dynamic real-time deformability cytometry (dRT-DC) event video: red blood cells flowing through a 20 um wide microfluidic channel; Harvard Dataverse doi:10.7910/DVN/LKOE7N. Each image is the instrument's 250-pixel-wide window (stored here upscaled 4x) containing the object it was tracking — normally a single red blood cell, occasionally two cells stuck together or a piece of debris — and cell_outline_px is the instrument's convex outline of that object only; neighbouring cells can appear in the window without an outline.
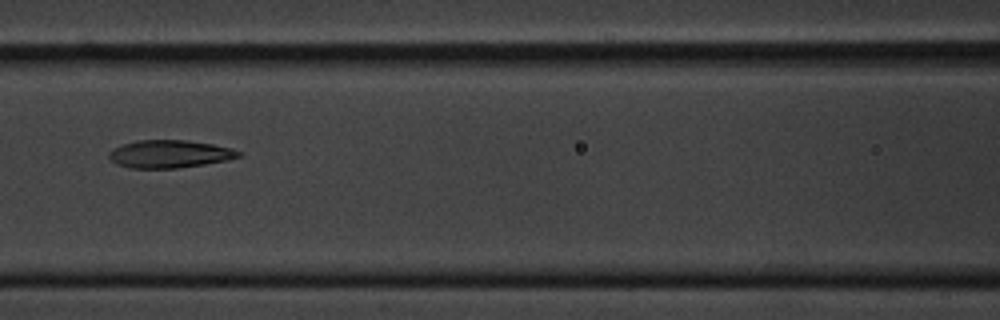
{"species": "common noctule bat (a hibernating species)", "species_latin": "Nyctalus noctula", "temperature_condition": "cold", "stored_images_in_passage": 12, "camera_frame_rate_fps": 3000, "um_per_image_px": 0.085, "animal": {"sex": "male", "body_mass_g": 20.1, "forearm_length_mm": 53.5}, "frame": {"image": 1, "passage_image": 4, "time_ms": 3.333, "image_size_px": [1000, 320], "cell_outline_px": [[244, 152], [240, 156], [228, 160], [204, 164], [176, 168], [128, 168], [116, 164], [108, 156], [108, 152], [112, 148], [136, 140], [188, 140], [212, 144], [232, 148]], "centroid_in_image_um": [14.42, 13.08], "position_along_channel_um": 152.2, "area_um2": 21.1}}
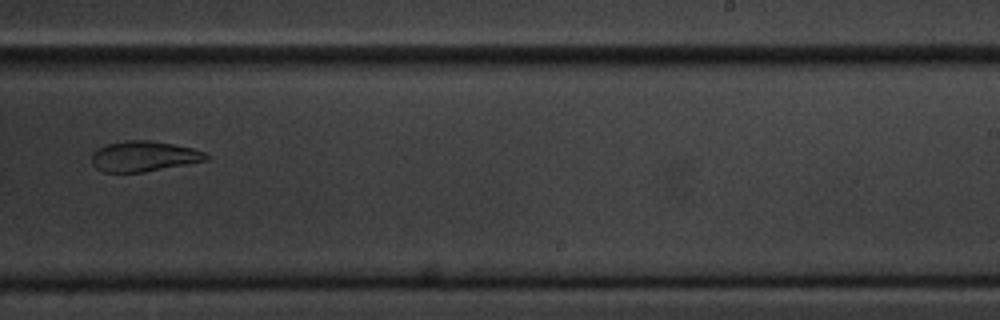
{"frame": {"image": 2, "passage_image": 7, "time_ms": 7.0, "image_size_px": [1000, 320], "cell_outline_px": [[212, 156], [208, 160], [144, 172], [104, 172], [96, 168], [92, 164], [92, 152], [96, 148], [108, 144], [124, 140], [148, 140], [172, 144], [192, 148], [204, 152]], "centroid_in_image_um": [12.22, 13.28], "position_along_channel_um": 276.8, "area_um2": 20.35}}
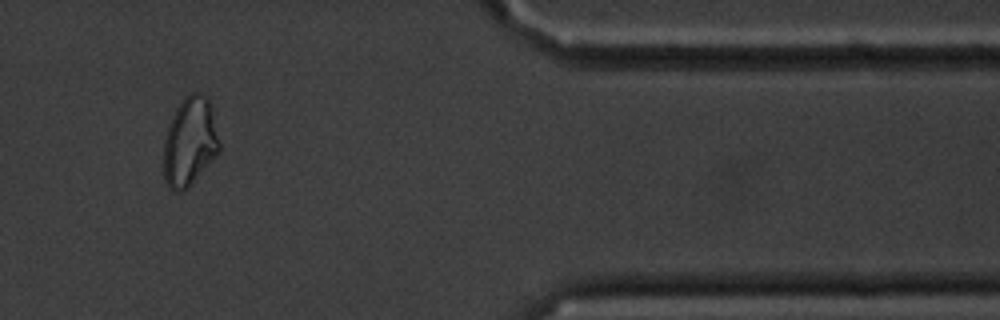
{"frame": {"image": 3, "passage_image": 10, "time_ms": 11.333, "image_size_px": [1000, 320], "cell_outline_px": [[220, 152], [188, 188], [184, 192], [176, 192], [168, 188], [164, 180], [164, 140], [172, 116], [176, 108], [192, 92], [200, 92], [208, 96], [212, 108], [220, 144]], "centroid_in_image_um": [16.15, 12.08], "position_along_channel_um": 395.3, "area_um2": 29.02}, "authors_computed_cell_mechanics": {"area_um2": 21.4727, "velocity_mm_per_s": 3.418, "shape_relaxation_time_tau1_ms": 10.0853, "shape_relaxation_time_tau2_ms": 1.5438, "deformation_change_tau1": 0.1983, "deformation_change_tau2": 0.0556}}